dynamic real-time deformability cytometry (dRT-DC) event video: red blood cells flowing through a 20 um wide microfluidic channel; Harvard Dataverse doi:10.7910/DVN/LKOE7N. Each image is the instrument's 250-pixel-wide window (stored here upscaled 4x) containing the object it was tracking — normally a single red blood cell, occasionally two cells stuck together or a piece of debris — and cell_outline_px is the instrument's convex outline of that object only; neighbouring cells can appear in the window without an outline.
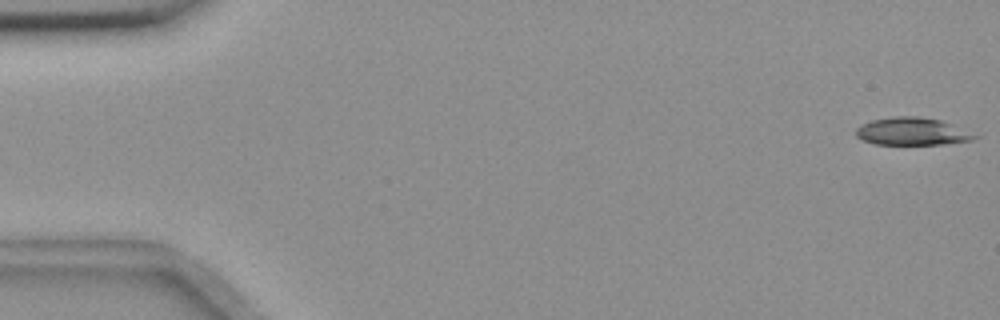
{"species": "common noctule bat (a hibernating species)", "species_latin": "Nyctalus noctula", "temperature_condition": "room temperature", "stored_images_in_passage": 56, "camera_frame_rate_fps": 3000, "um_per_image_px": 0.085, "animal": {"sex": "female", "body_mass_g": 18.4}, "frame": {"image": 1, "passage_image": 1, "time_ms": 0.0, "image_size_px": [1000, 320], "cell_outline_px": [[980, 136], [972, 140], [944, 144], [876, 144], [864, 140], [856, 136], [856, 128], [860, 124], [872, 120], [892, 116], [920, 116], [940, 120]], "centroid_in_image_um": [77.5, 11.16], "position_along_channel_um": 7.5, "area_um2": 18.96}}
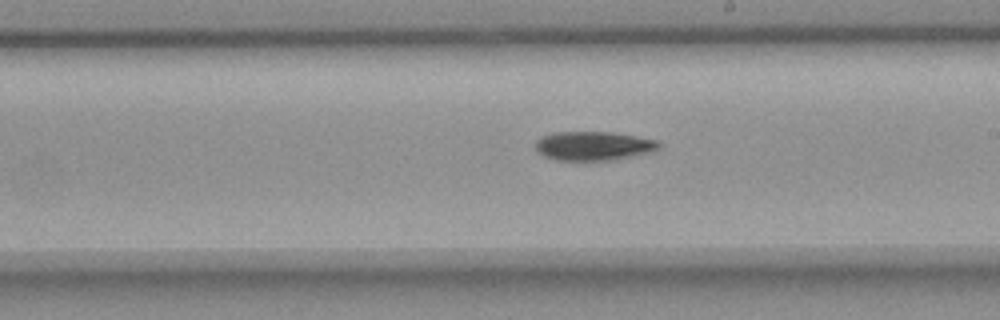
{"frame": {"image": 2, "passage_image": 32, "time_ms": 10.333, "image_size_px": [1000, 320], "cell_outline_px": [[660, 148], [652, 152], [612, 160], [556, 160], [544, 156], [536, 148], [536, 140], [540, 136], [552, 132], [612, 132], [660, 140]], "centroid_in_image_um": [50.47, 12.39], "position_along_channel_um": 238.5, "area_um2": 20.98}}
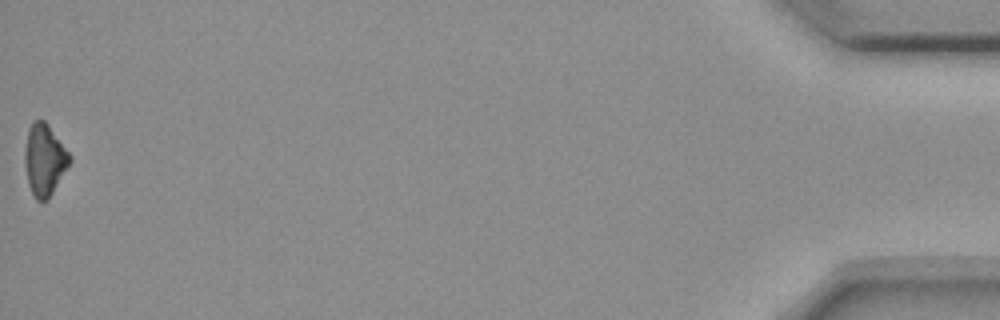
{"frame": {"image": 3, "passage_image": 56, "time_ms": 18.333, "image_size_px": [1000, 320], "cell_outline_px": [[72, 160], [48, 200], [36, 200], [28, 184], [24, 164], [24, 148], [28, 128], [32, 120], [44, 120], [48, 124], [72, 156]], "centroid_in_image_um": [3.77, 13.56], "position_along_channel_um": 431.4, "area_um2": 18.9}, "authors_computed_cell_mechanics": {"area_um2": 19.941, "velocity_mm_per_s": 3.6451, "shape_relaxation_time_tau1_ms": 3.0477, "shape_relaxation_time_tau2_ms": null, "deformation_change_tau1": 0.1154, "deformation_change_tau2": null}}